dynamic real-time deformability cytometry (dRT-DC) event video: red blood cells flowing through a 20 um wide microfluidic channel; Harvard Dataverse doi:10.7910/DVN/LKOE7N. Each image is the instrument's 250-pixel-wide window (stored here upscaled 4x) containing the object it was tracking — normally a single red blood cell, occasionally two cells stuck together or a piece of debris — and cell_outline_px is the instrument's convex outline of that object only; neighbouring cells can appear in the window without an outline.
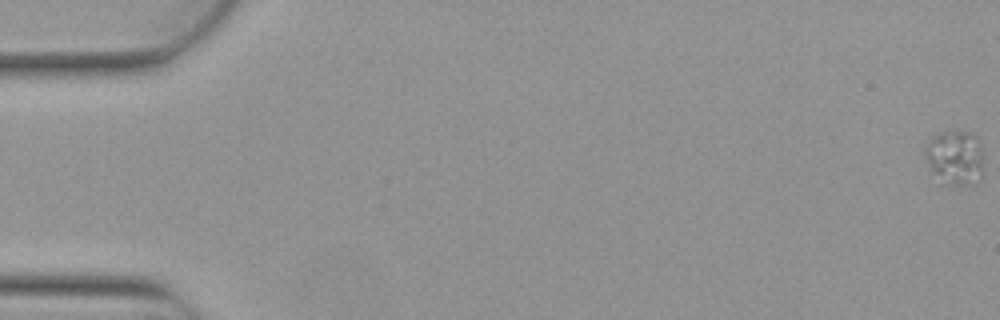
{"species": "Egyptian fruit bat (a non-hibernating species)", "species_latin": "Rousettus aegyptiacus", "temperature_condition": "warm", "stored_images_in_passage": 7, "camera_frame_rate_fps": 3000, "um_per_image_px": 0.085, "animal": {"sex": "female"}, "frame": {"image": 1, "passage_image": 1, "time_ms": 0.0, "image_size_px": [1000, 320], "cell_outline_px": [[984, 172], [980, 180], [968, 184], [944, 184], [932, 172], [928, 164], [924, 152], [924, 148], [928, 140], [940, 132], [972, 132], [980, 140]], "centroid_in_image_um": [81.2, 13.39], "position_along_channel_um": 3.8, "area_um2": 18.79}}
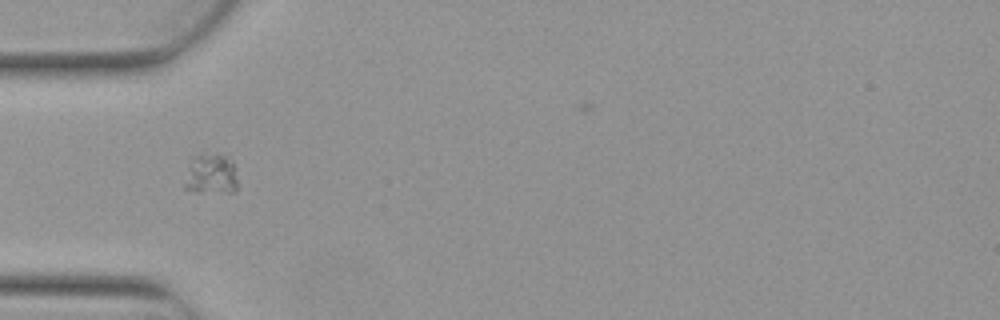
{"frame": {"image": 2, "passage_image": 5, "time_ms": 1.333, "image_size_px": [1000, 320], "cell_outline_px": [[236, 188], [232, 192], [196, 192], [184, 188], [184, 184], [192, 156], [200, 152], [228, 152], [232, 160], [236, 180]], "centroid_in_image_um": [17.94, 14.72], "position_along_channel_um": 67.1, "area_um2": 13.01}}
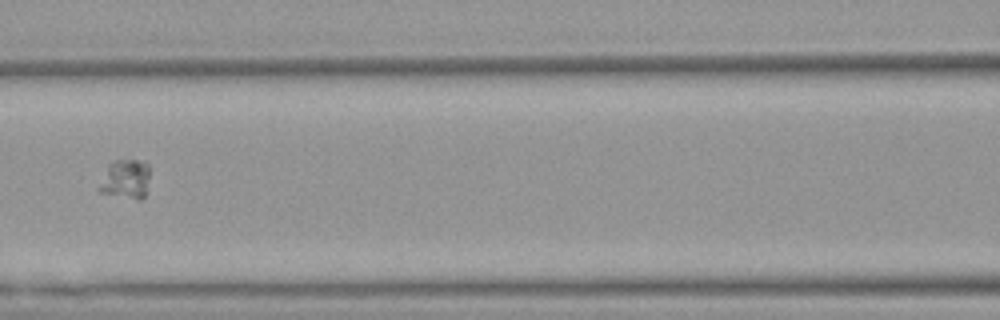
{"frame": {"image": 3, "passage_image": 7, "time_ms": 2.0, "image_size_px": [1000, 320], "cell_outline_px": [[148, 176], [144, 196], [140, 200], [136, 200], [100, 192], [96, 188], [108, 164], [112, 160], [144, 160], [148, 164]], "centroid_in_image_um": [10.63, 15.22], "position_along_channel_um": 156.0, "area_um2": 11.73}}